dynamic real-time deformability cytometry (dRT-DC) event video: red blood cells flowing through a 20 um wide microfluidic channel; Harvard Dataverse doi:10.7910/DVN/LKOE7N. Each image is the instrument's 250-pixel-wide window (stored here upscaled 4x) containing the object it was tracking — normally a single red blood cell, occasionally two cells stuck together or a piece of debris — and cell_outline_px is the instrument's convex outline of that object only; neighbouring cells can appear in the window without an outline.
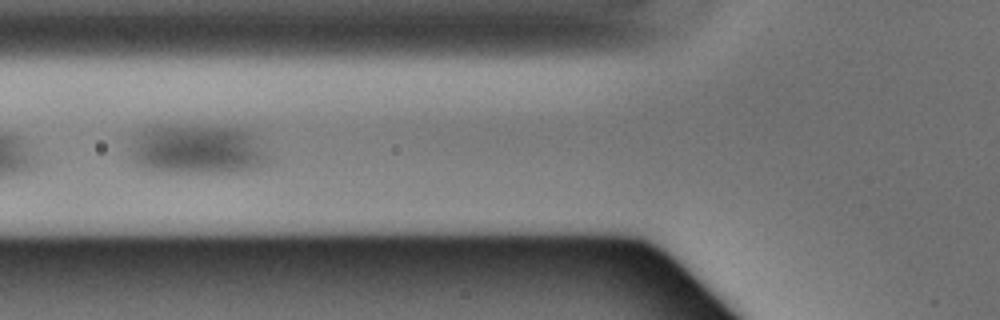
{"species": "Egyptian fruit bat (a non-hibernating species)", "species_latin": "Rousettus aegyptiacus", "temperature_condition": "warm", "stored_images_in_passage": 21, "camera_frame_rate_fps": 3000, "um_per_image_px": 0.085, "animal": {"sex": "male"}, "frame": {"image": 1, "passage_image": 4, "time_ms": 1.0, "image_size_px": [1000, 320], "cell_outline_px": [[268, 152], [256, 164], [244, 172], [176, 172], [144, 168], [136, 164], [132, 156], [132, 136], [148, 124], [196, 124], [240, 128], [256, 136]], "centroid_in_image_um": [16.67, 12.62], "position_along_channel_um": 109.1, "area_um2": 40.46}}
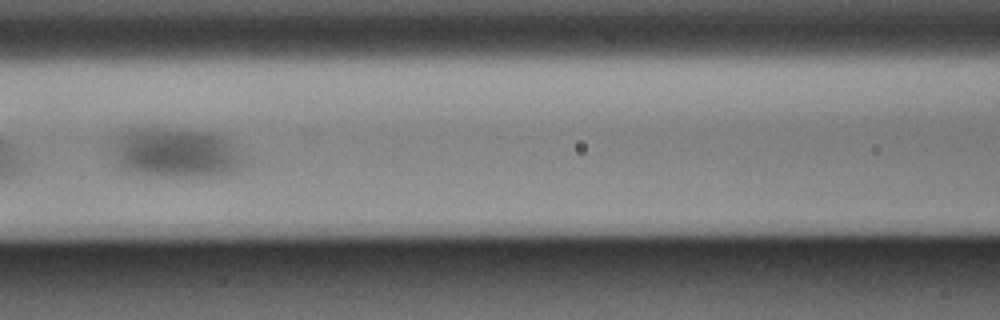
{"frame": {"image": 2, "passage_image": 7, "time_ms": 2.0, "image_size_px": [1000, 320], "cell_outline_px": [[244, 160], [240, 168], [224, 176], [164, 176], [132, 172], [116, 168], [112, 148], [112, 140], [132, 128], [180, 128], [212, 132], [228, 136]], "centroid_in_image_um": [14.94, 12.97], "position_along_channel_um": 151.7, "area_um2": 38.96}}
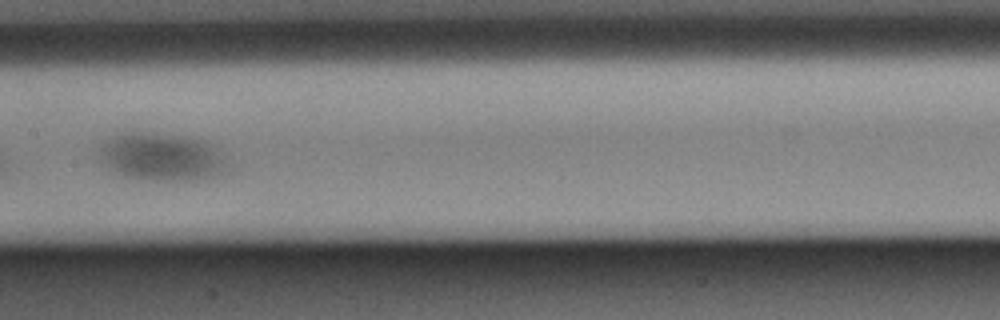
{"frame": {"image": 3, "passage_image": 10, "time_ms": 3.0, "image_size_px": [1000, 320], "cell_outline_px": [[232, 168], [220, 176], [204, 180], [156, 180], [124, 176], [108, 168], [104, 164], [100, 156], [100, 148], [108, 140], [124, 128], [192, 136], [204, 140], [216, 148], [220, 152]], "centroid_in_image_um": [13.8, 13.29], "position_along_channel_um": 193.6, "area_um2": 37.05}}